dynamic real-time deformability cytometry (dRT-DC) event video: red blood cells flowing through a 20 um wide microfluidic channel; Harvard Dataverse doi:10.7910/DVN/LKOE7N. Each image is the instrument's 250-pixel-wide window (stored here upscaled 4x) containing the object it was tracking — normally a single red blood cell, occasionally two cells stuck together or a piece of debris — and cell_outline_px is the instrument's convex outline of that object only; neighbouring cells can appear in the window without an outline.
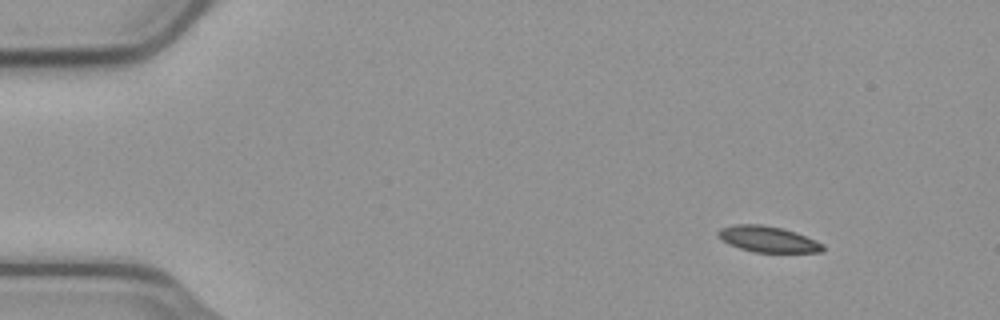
{"species": "common noctule bat (a hibernating species)", "species_latin": "Nyctalus noctula", "temperature_condition": "cold", "stored_images_in_passage": 50, "camera_frame_rate_fps": 3000, "um_per_image_px": 0.085, "animal": {"sex": "male", "body_mass_g": 23.1, "forearm_length_mm": 52.7}, "frame": {"image": 1, "passage_image": 1, "time_ms": 0.0, "image_size_px": [1000, 320], "cell_outline_px": [[824, 252], [756, 252], [740, 248], [728, 244], [716, 232], [720, 228], [736, 224], [760, 224], [780, 228], [796, 232], [816, 240], [824, 244]], "centroid_in_image_um": [65.3, 20.33], "position_along_channel_um": 19.7, "area_um2": 15.72}}
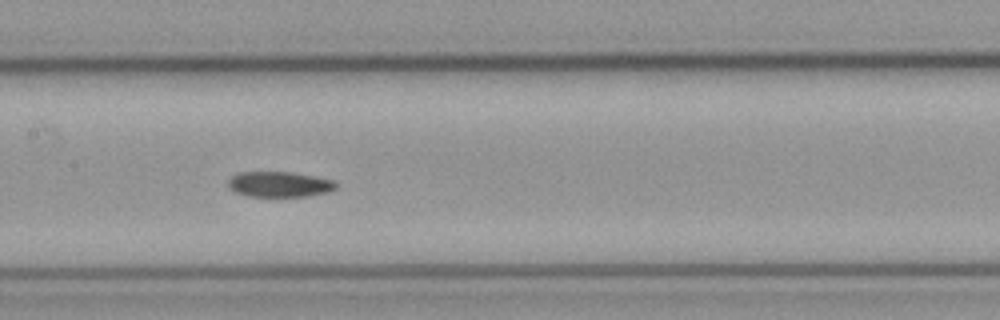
{"frame": {"image": 2, "passage_image": 22, "time_ms": 7.0, "image_size_px": [1000, 320], "cell_outline_px": [[340, 184], [336, 188], [328, 192], [308, 196], [248, 196], [236, 192], [228, 188], [228, 180], [232, 176], [240, 172], [292, 172], [316, 176], [336, 180]], "centroid_in_image_um": [23.81, 15.66], "position_along_channel_um": 183.6, "area_um2": 16.18}}
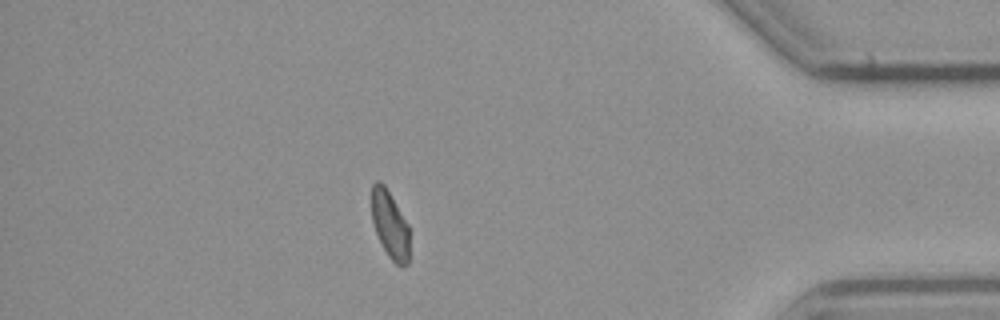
{"frame": {"image": 3, "passage_image": 43, "time_ms": 14.0, "image_size_px": [1000, 320], "cell_outline_px": [[408, 264], [400, 268], [388, 256], [376, 232], [372, 220], [372, 184], [376, 180], [380, 180], [384, 184], [408, 224]], "centroid_in_image_um": [33.14, 19.09], "position_along_channel_um": 402.1, "area_um2": 14.68}, "authors_computed_cell_mechanics": {"area_um2": 16.2418, "velocity_mm_per_s": 3.7212, "shape_relaxation_time_tau1_ms": 5.3131, "shape_relaxation_time_tau2_ms": null, "deformation_change_tau1": 0.1181, "deformation_change_tau2": null}}